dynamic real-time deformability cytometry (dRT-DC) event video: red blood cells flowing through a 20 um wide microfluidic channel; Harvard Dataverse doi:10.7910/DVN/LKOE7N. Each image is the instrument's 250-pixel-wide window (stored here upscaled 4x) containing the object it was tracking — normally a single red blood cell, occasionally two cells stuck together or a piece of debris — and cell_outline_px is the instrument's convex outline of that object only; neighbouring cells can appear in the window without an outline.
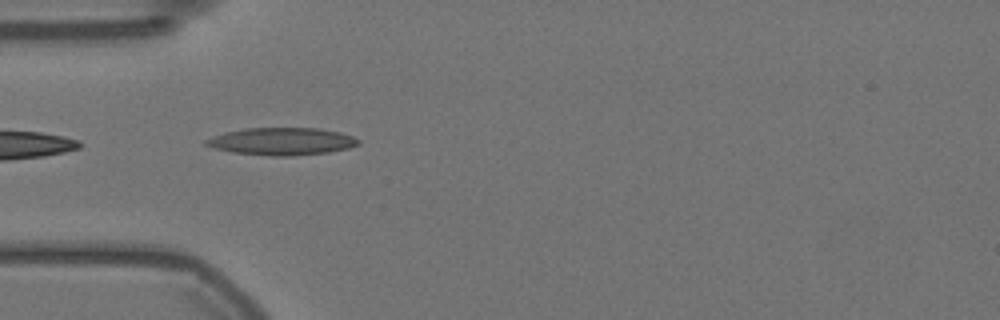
{"species": "Egyptian fruit bat (a non-hibernating species)", "species_latin": "Rousettus aegyptiacus", "temperature_condition": "warm", "stored_images_in_passage": 4, "camera_frame_rate_fps": 3000, "um_per_image_px": 0.085, "animal": {"sex": "female"}, "frame": {"image": 1, "passage_image": 2, "time_ms": 0.333, "image_size_px": [1000, 320], "cell_outline_px": [[360, 144], [348, 148], [328, 152], [292, 156], [272, 156], [232, 152], [216, 148], [204, 144], [204, 140], [212, 136], [224, 132], [244, 128], [316, 128], [340, 132], [352, 136], [360, 140]], "centroid_in_image_um": [23.94, 12.01], "position_along_channel_um": 61.1, "area_um2": 24.33}}